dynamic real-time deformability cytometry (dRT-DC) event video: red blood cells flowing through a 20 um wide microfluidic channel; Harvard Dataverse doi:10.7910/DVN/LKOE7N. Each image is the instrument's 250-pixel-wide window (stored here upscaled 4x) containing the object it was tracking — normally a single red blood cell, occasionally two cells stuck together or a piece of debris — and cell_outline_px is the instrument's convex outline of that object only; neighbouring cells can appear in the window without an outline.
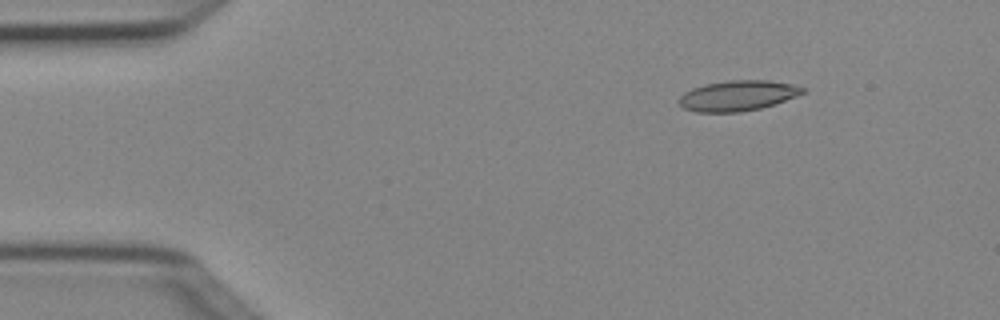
{"species": "Egyptian fruit bat (a non-hibernating species)", "species_latin": "Rousettus aegyptiacus", "temperature_condition": "cold", "stored_images_in_passage": 4, "camera_frame_rate_fps": 3000, "um_per_image_px": 0.085, "animal": {"sex": "female"}, "frame": {"image": 1, "passage_image": 2, "time_ms": 0.333, "image_size_px": [1000, 320], "cell_outline_px": [[804, 92], [796, 96], [760, 108], [740, 112], [696, 112], [684, 108], [676, 100], [684, 92], [692, 88], [704, 84], [728, 80], [768, 80], [792, 84], [804, 88]], "centroid_in_image_um": [62.64, 8.12], "position_along_channel_um": 22.4, "area_um2": 21.79}}